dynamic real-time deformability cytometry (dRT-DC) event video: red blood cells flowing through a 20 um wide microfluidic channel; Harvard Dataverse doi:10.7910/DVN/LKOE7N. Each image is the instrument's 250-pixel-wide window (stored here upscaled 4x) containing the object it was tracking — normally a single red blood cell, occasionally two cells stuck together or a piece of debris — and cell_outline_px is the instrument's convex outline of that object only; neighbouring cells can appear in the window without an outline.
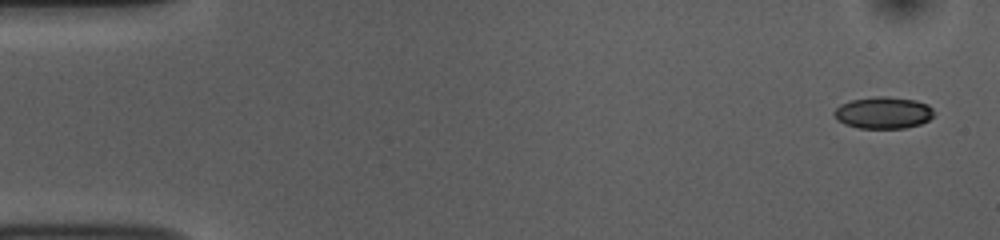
{"species": "common noctule bat (a hibernating species)", "species_latin": "Nyctalus noctula", "temperature_condition": "room temperature", "stored_images_in_passage": 6, "camera_frame_rate_fps": 3000, "um_per_image_px": 0.085, "animal": {"sex": "female", "body_mass_g": 10.0, "forearm_length_mm": 53.1}, "frame": {"image": 1, "passage_image": 1, "time_ms": 0.0, "image_size_px": [1000, 240], "cell_outline_px": [[932, 116], [928, 120], [920, 124], [904, 128], [860, 128], [844, 124], [836, 120], [832, 112], [840, 104], [852, 100], [876, 96], [884, 96], [916, 100], [928, 104], [932, 108]], "centroid_in_image_um": [75.04, 9.58], "position_along_channel_um": 10.0, "area_um2": 18.5}}